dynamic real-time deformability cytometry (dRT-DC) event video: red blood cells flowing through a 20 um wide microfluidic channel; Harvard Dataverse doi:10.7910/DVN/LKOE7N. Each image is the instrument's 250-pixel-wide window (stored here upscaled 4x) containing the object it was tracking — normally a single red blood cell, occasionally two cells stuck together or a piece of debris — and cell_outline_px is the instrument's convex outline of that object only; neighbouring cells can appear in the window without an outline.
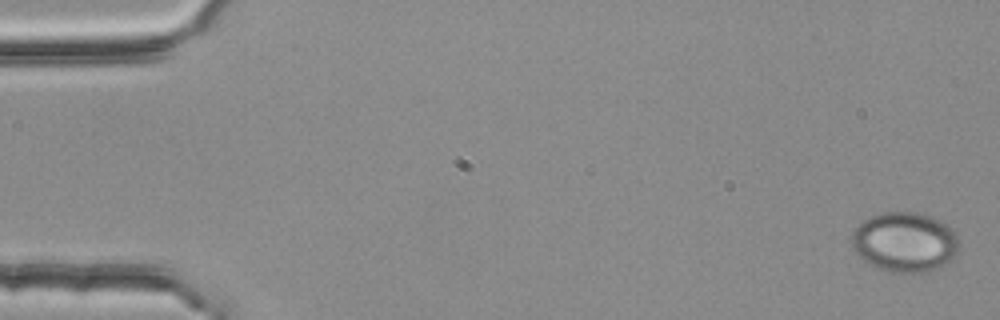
{"species": "common noctule bat (a hibernating species)", "species_latin": "Nyctalus noctula", "temperature_condition": "room temperature", "stored_images_in_passage": 6, "camera_frame_rate_fps": 3000, "um_per_image_px": 0.085, "animal": {"sex": "female", "body_mass_g": 25.1}, "frame": {"image": 1, "passage_image": 1, "time_ms": 0.0, "image_size_px": [1000, 320], "cell_outline_px": [[956, 256], [940, 268], [928, 272], [888, 272], [864, 260], [852, 248], [852, 232], [868, 216], [884, 212], [920, 212], [932, 216], [940, 220], [952, 228], [956, 232]], "centroid_in_image_um": [76.91, 20.56], "position_along_channel_um": 8.1, "area_um2": 37.45}}
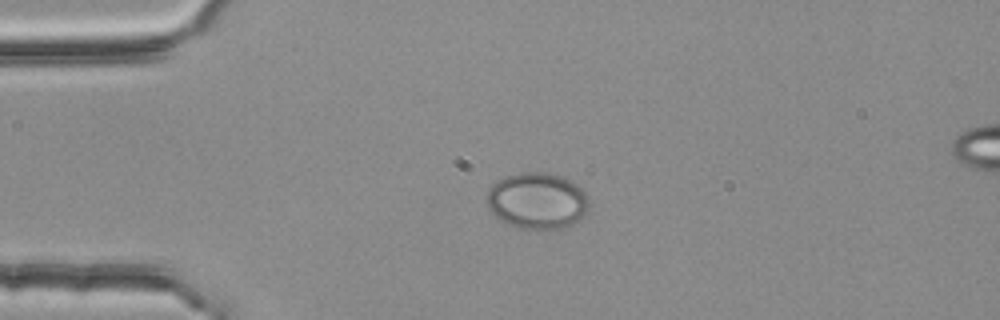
{"frame": {"image": 2, "passage_image": 4, "time_ms": 1.0, "image_size_px": [1000, 320], "cell_outline_px": [[588, 208], [584, 216], [572, 224], [560, 228], [516, 228], [496, 216], [488, 208], [488, 192], [492, 184], [508, 176], [524, 172], [544, 172], [560, 176], [572, 180], [588, 196]], "centroid_in_image_um": [45.69, 17.06], "position_along_channel_um": 39.3, "area_um2": 33.12}}
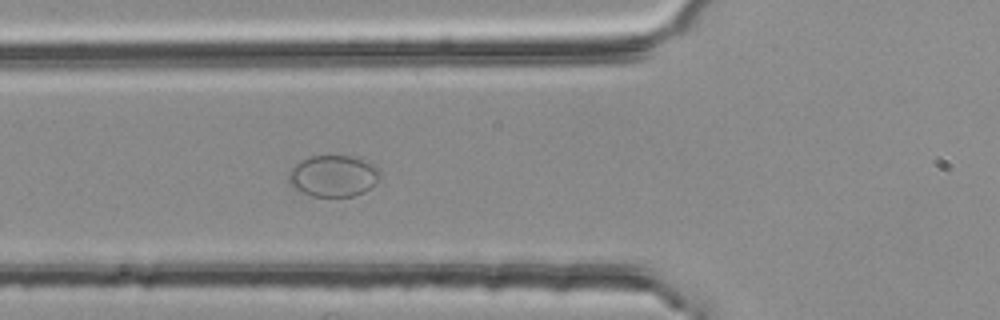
{"frame": {"image": 3, "passage_image": 6, "time_ms": 1.667, "image_size_px": [1000, 320], "cell_outline_px": [[380, 176], [364, 192], [352, 196], [312, 196], [296, 188], [288, 180], [288, 172], [300, 160], [308, 156], [348, 156], [376, 164], [380, 172]], "centroid_in_image_um": [28.32, 14.94], "position_along_channel_um": 97.5, "area_um2": 21.73}}